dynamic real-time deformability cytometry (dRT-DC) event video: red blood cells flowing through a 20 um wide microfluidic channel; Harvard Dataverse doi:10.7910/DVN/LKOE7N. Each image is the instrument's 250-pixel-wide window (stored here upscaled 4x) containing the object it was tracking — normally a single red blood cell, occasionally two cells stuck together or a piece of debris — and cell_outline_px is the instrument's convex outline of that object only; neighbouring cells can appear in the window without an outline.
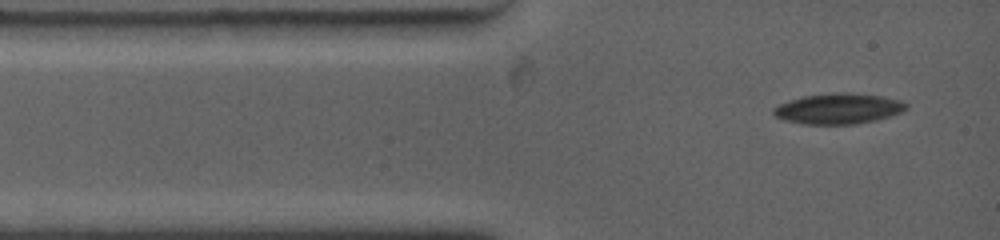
{"species": "common noctule bat (a hibernating species)", "species_latin": "Nyctalus noctula", "temperature_condition": "warm", "stored_images_in_passage": 9, "camera_frame_rate_fps": 4500, "um_per_image_px": 0.085, "animal": {"sex": "female", "body_mass_g": 19.0, "forearm_length_mm": 53.3}, "frame": {"image": 1, "passage_image": 1, "time_ms": 0.0, "image_size_px": [1000, 240], "cell_outline_px": [[908, 108], [904, 112], [876, 120], [852, 124], [800, 124], [784, 120], [776, 116], [772, 112], [772, 108], [788, 100], [804, 96], [836, 92], [848, 92], [880, 96], [900, 100], [908, 104]], "centroid_in_image_um": [71.27, 9.23], "position_along_channel_um": 13.7, "area_um2": 23.76}}
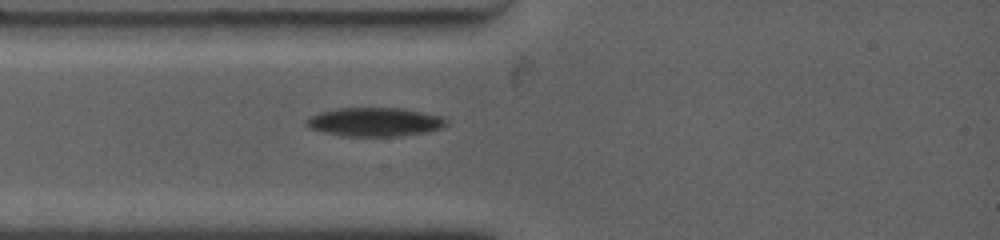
{"frame": {"image": 2, "passage_image": 6, "time_ms": 1.778, "image_size_px": [1000, 240], "cell_outline_px": [[448, 120], [440, 128], [424, 132], [396, 136], [344, 136], [324, 132], [312, 128], [304, 124], [304, 120], [320, 112], [336, 108], [400, 108], [440, 116]], "centroid_in_image_um": [31.79, 10.36], "position_along_channel_um": 53.2, "area_um2": 23.06}}
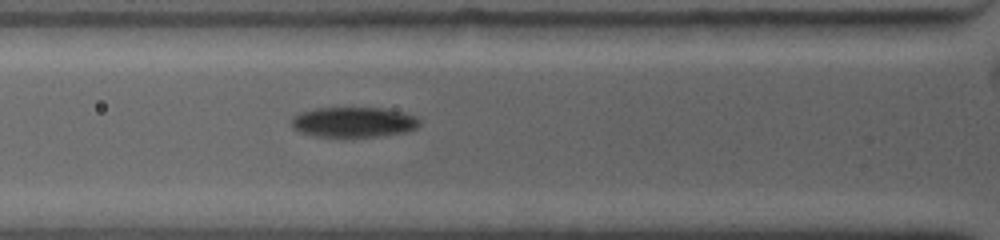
{"frame": {"image": 3, "passage_image": 8, "time_ms": 2.889, "image_size_px": [1000, 240], "cell_outline_px": [[420, 124], [416, 128], [404, 132], [376, 136], [316, 136], [304, 132], [296, 128], [292, 124], [292, 116], [300, 112], [316, 108], [380, 108], [404, 112], [416, 116], [420, 120]], "centroid_in_image_um": [30.09, 10.36], "position_along_channel_um": 95.7, "area_um2": 22.14}}